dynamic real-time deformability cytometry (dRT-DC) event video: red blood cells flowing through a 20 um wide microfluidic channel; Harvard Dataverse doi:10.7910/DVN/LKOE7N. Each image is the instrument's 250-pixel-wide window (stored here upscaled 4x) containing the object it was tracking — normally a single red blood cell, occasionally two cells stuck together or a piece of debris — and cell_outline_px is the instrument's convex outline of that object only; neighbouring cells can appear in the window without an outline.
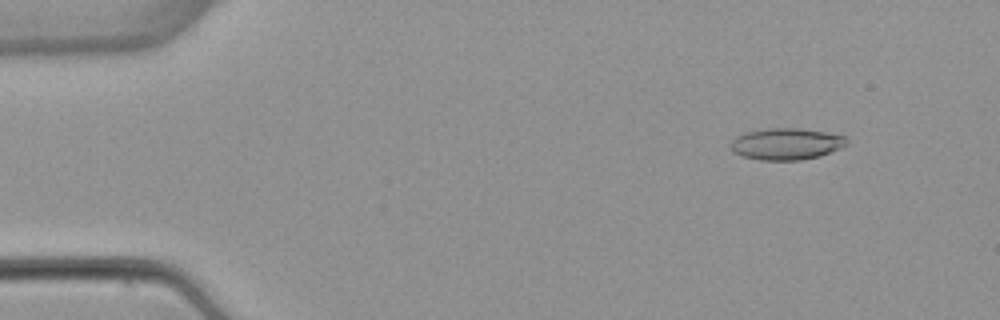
{"species": "common noctule bat (a hibernating species)", "species_latin": "Nyctalus noctula", "temperature_condition": "warm", "stored_images_in_passage": 6, "camera_frame_rate_fps": 3000, "um_per_image_px": 0.085, "animal": {"sex": "female", "body_mass_g": 22.7, "forearm_length_mm": 54.2}, "frame": {"image": 1, "passage_image": 2, "time_ms": 1.333, "image_size_px": [1000, 320], "cell_outline_px": [[848, 144], [840, 148], [820, 156], [800, 160], [760, 160], [744, 156], [732, 152], [732, 140], [736, 136], [748, 132], [764, 128], [800, 128], [824, 132], [844, 136], [848, 140]], "centroid_in_image_um": [66.85, 12.23], "position_along_channel_um": 18.2, "area_um2": 21.27}}
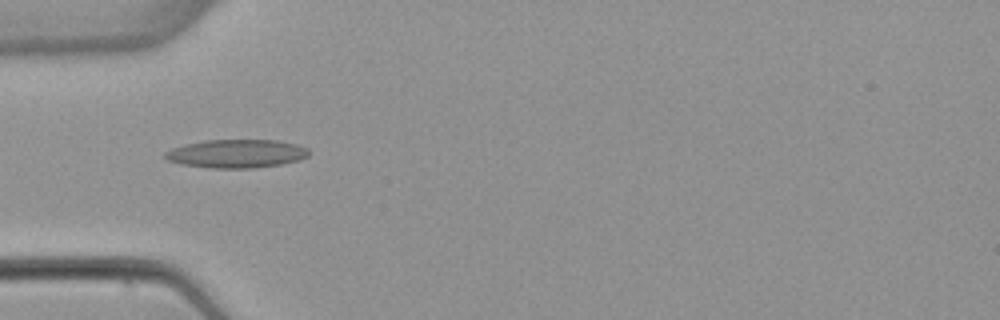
{"frame": {"image": 2, "passage_image": 5, "time_ms": 5.0, "image_size_px": [1000, 320], "cell_outline_px": [[308, 156], [300, 160], [280, 164], [256, 168], [208, 168], [180, 164], [168, 160], [164, 156], [164, 152], [172, 148], [184, 144], [208, 140], [276, 140], [296, 144], [308, 148]], "centroid_in_image_um": [20.09, 13.06], "position_along_channel_um": 64.9, "area_um2": 23.87}}
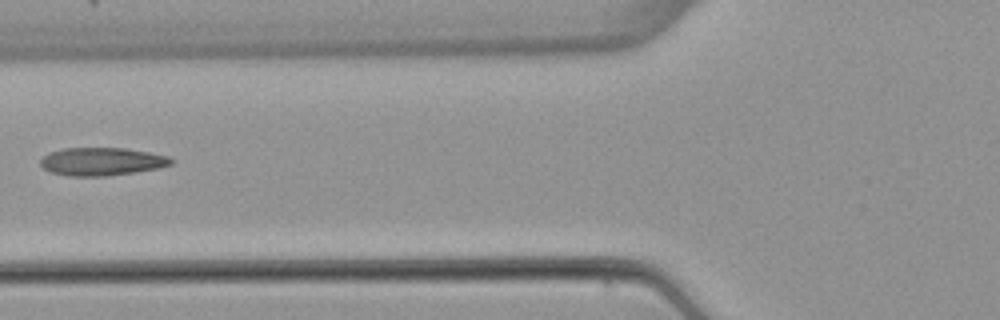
{"frame": {"image": 3, "passage_image": 6, "time_ms": 6.333, "image_size_px": [1000, 320], "cell_outline_px": [[176, 160], [172, 164], [160, 168], [136, 172], [108, 176], [68, 176], [52, 172], [44, 168], [40, 164], [40, 160], [48, 152], [64, 148], [124, 148], [148, 152], [168, 156]], "centroid_in_image_um": [8.68, 13.73], "position_along_channel_um": 117.1, "area_um2": 21.44}}